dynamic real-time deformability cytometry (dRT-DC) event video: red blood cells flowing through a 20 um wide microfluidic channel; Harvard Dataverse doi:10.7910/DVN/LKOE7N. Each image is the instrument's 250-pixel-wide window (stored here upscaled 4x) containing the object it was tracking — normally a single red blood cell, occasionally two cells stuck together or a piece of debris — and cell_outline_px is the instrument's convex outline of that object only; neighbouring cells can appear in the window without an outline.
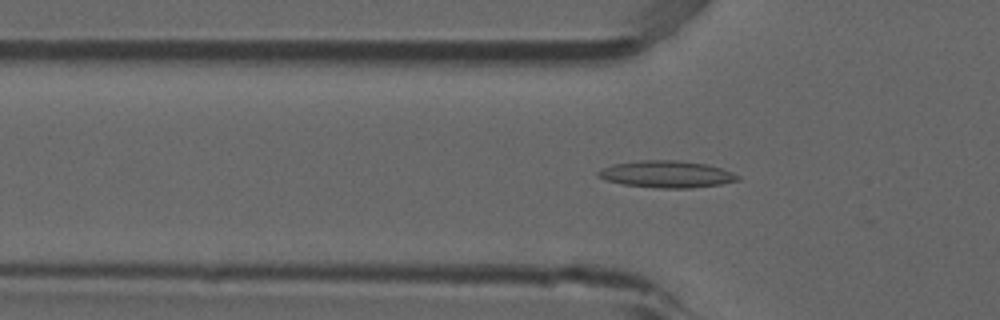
{"species": "common noctule bat (a hibernating species)", "species_latin": "Nyctalus noctula", "temperature_condition": "room temperature", "stored_images_in_passage": 39, "camera_frame_rate_fps": 3000, "um_per_image_px": 0.085, "animal": {"sex": "male", "forearm_length_mm": 52.5}, "frame": {"image": 1, "passage_image": 4, "time_ms": 1.0, "image_size_px": [1000, 320], "cell_outline_px": [[740, 180], [720, 184], [692, 188], [656, 188], [624, 184], [604, 180], [596, 176], [596, 172], [612, 164], [640, 160], [676, 160], [708, 164], [732, 172], [740, 176]], "centroid_in_image_um": [56.65, 14.81], "position_along_channel_um": 69.2, "area_um2": 21.96}}
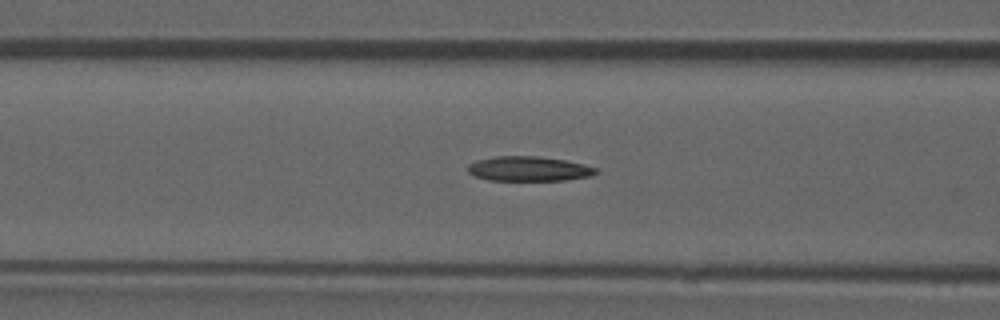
{"frame": {"image": 2, "passage_image": 8, "time_ms": 2.333, "image_size_px": [1000, 320], "cell_outline_px": [[596, 172], [588, 176], [564, 180], [488, 180], [472, 176], [468, 172], [468, 164], [476, 160], [496, 156], [540, 156], [568, 160], [584, 164], [596, 168]], "centroid_in_image_um": [44.89, 14.33], "position_along_channel_um": 121.7, "area_um2": 18.5}}
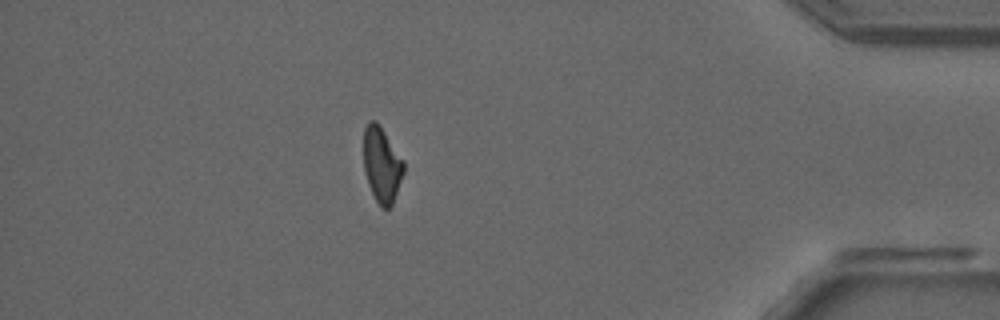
{"frame": {"image": 3, "passage_image": 33, "time_ms": 10.667, "image_size_px": [1000, 320], "cell_outline_px": [[404, 172], [392, 204], [388, 208], [380, 208], [368, 184], [364, 172], [364, 128], [368, 120], [376, 120], [380, 124], [404, 160]], "centroid_in_image_um": [32.45, 13.96], "position_along_channel_um": 402.8, "area_um2": 17.74}}